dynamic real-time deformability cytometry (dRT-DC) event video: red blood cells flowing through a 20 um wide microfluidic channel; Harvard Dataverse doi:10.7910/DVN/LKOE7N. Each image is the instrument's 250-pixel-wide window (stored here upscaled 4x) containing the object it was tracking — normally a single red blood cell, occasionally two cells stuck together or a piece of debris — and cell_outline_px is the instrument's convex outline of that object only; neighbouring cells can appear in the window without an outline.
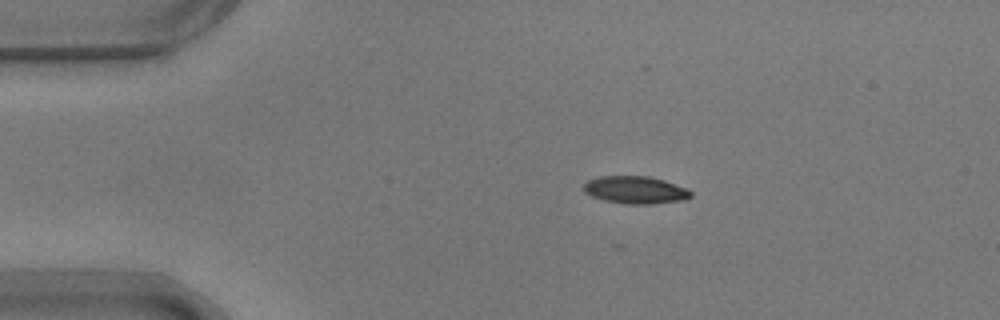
{"species": "common noctule bat (a hibernating species)", "species_latin": "Nyctalus noctula", "temperature_condition": "warm", "stored_images_in_passage": 21, "camera_frame_rate_fps": 3000, "um_per_image_px": 0.085, "animal": {"sex": "male", "body_mass_g": 17.9}, "frame": {"image": 1, "passage_image": 7, "time_ms": 2.0, "image_size_px": [1000, 320], "cell_outline_px": [[692, 196], [684, 200], [652, 204], [628, 204], [604, 200], [592, 196], [584, 192], [584, 184], [588, 180], [600, 176], [648, 176], [664, 180], [688, 188], [692, 192]], "centroid_in_image_um": [54.04, 16.14], "position_along_channel_um": 31.0, "area_um2": 17.22}}